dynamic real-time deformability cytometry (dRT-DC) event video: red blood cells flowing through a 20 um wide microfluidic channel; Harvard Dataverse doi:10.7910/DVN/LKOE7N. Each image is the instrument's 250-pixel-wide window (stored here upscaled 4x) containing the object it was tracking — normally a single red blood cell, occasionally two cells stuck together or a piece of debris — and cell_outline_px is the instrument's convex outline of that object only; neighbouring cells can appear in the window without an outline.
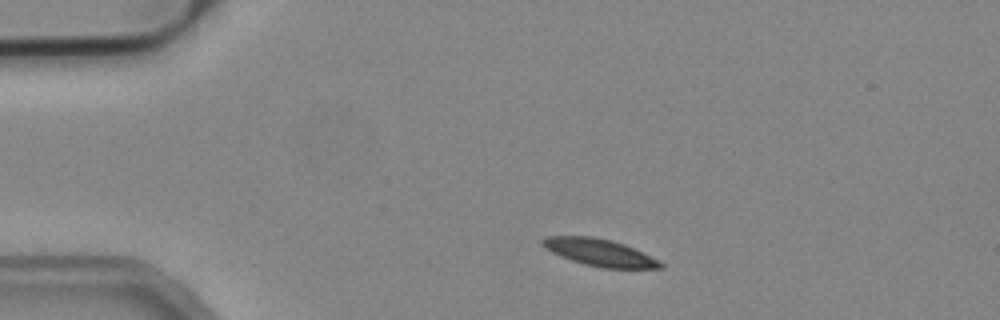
{"species": "common noctule bat (a hibernating species)", "species_latin": "Nyctalus noctula", "temperature_condition": "cold", "stored_images_in_passage": 10, "camera_frame_rate_fps": 3000, "um_per_image_px": 0.085, "animal": {"sex": "male", "body_mass_g": 19.2, "forearm_length_mm": 51.8}, "frame": {"image": 1, "passage_image": 1, "time_ms": 0.0, "image_size_px": [1000, 320], "cell_outline_px": [[664, 268], [600, 268], [584, 264], [560, 256], [544, 248], [540, 244], [540, 240], [544, 236], [592, 236], [624, 244], [664, 264]], "centroid_in_image_um": [50.87, 21.45], "position_along_channel_um": 34.1, "area_um2": 18.38}}
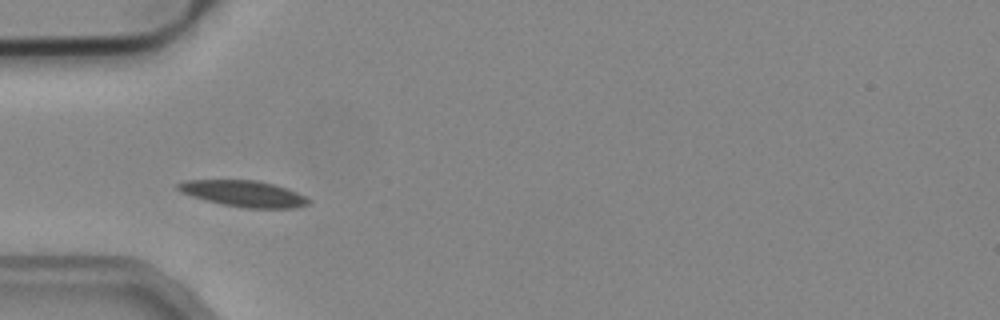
{"frame": {"image": 2, "passage_image": 7, "time_ms": 2.0, "image_size_px": [1000, 320], "cell_outline_px": [[312, 200], [308, 204], [296, 208], [244, 208], [224, 204], [192, 196], [180, 192], [176, 188], [176, 184], [184, 180], [256, 180], [288, 188]], "centroid_in_image_um": [20.72, 16.45], "position_along_channel_um": 64.3, "area_um2": 19.83}}